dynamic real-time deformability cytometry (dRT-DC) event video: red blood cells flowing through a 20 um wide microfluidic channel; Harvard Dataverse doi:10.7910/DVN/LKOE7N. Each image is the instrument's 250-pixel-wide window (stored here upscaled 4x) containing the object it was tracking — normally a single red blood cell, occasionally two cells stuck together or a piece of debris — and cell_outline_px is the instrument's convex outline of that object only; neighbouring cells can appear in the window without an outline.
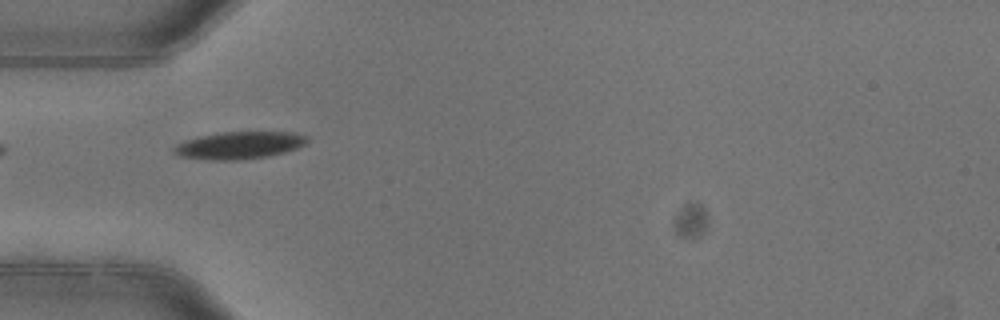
{"species": "common noctule bat (a hibernating species)", "species_latin": "Nyctalus noctula", "temperature_condition": "warm", "stored_images_in_passage": 5, "camera_frame_rate_fps": 3000, "um_per_image_px": 0.085, "animal": {"sex": "female"}, "frame": {"image": 1, "passage_image": 2, "time_ms": 0.333, "image_size_px": [1000, 320], "cell_outline_px": [[308, 140], [304, 144], [296, 148], [284, 152], [268, 156], [236, 160], [216, 160], [180, 156], [172, 152], [172, 148], [176, 144], [184, 140], [196, 136], [220, 132], [292, 132], [308, 136]], "centroid_in_image_um": [20.29, 12.33], "position_along_channel_um": 64.7, "area_um2": 21.21}}